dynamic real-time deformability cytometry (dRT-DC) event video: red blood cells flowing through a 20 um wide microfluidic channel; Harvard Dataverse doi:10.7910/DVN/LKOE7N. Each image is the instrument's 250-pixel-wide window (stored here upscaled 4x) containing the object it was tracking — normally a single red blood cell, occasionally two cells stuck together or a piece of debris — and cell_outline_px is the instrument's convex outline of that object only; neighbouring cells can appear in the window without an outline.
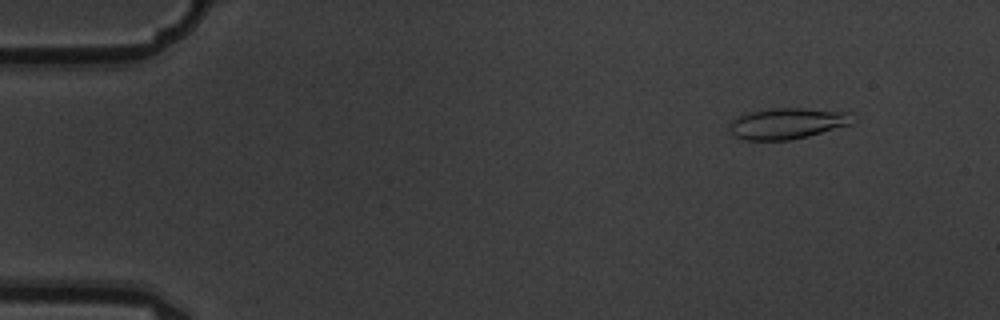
{"species": "common noctule bat (a hibernating species)", "species_latin": "Nyctalus noctula", "temperature_condition": "warm", "stored_images_in_passage": 5, "camera_frame_rate_fps": 3000, "um_per_image_px": 0.085, "animal": {"sex": "male", "body_mass_g": 19.5, "forearm_length_mm": 54.6}, "frame": {"image": 1, "passage_image": 2, "time_ms": 0.333, "image_size_px": [1000, 320], "cell_outline_px": [[856, 120], [852, 124], [808, 136], [792, 140], [744, 140], [736, 136], [732, 132], [732, 120], [740, 116], [752, 112], [772, 108], [804, 108], [848, 112]], "centroid_in_image_um": [67.0, 10.49], "position_along_channel_um": 18.0, "area_um2": 21.96}}